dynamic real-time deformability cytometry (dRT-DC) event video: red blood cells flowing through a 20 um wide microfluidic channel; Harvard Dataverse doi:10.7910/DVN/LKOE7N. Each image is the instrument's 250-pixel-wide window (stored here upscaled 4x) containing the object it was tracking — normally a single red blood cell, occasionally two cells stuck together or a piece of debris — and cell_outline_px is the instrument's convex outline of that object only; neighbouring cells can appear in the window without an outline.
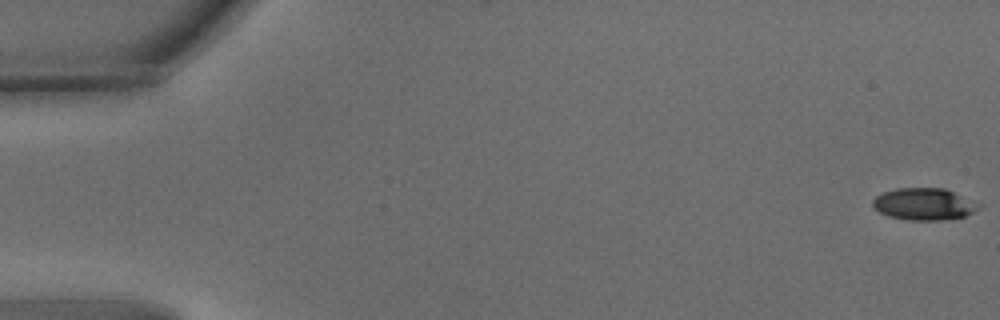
{"species": "common noctule bat (a hibernating species)", "species_latin": "Nyctalus noctula", "temperature_condition": "warm", "stored_images_in_passage": 57, "camera_frame_rate_fps": 3000, "um_per_image_px": 0.085, "animal": {"sex": "male", "body_mass_g": 15.6}, "frame": {"image": 1, "passage_image": 1, "time_ms": 0.0, "image_size_px": [1000, 320], "cell_outline_px": [[980, 208], [964, 216], [940, 220], [908, 220], [888, 216], [872, 208], [872, 200], [876, 196], [884, 192], [896, 188], [944, 188], [980, 204]], "centroid_in_image_um": [78.49, 17.35], "position_along_channel_um": 6.5, "area_um2": 19.59}}
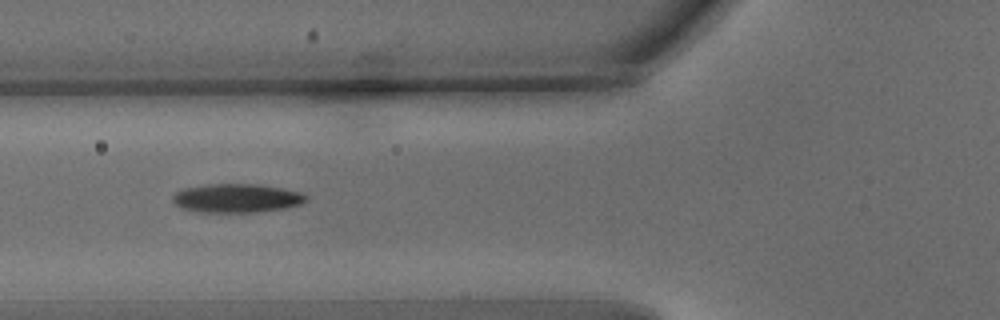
{"frame": {"image": 2, "passage_image": 22, "time_ms": 7.0, "image_size_px": [1000, 320], "cell_outline_px": [[308, 200], [300, 204], [284, 208], [256, 212], [200, 212], [184, 208], [176, 204], [172, 200], [172, 196], [176, 192], [184, 188], [208, 184], [260, 184], [300, 192], [308, 196]], "centroid_in_image_um": [20.13, 16.84], "position_along_channel_um": 105.7, "area_um2": 22.25}}
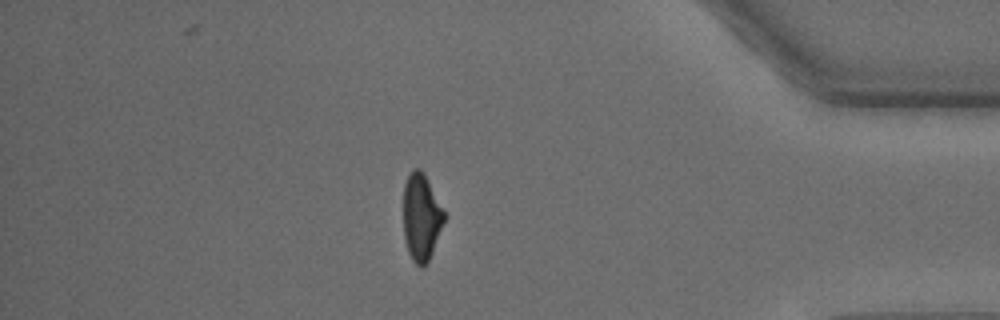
{"frame": {"image": 3, "passage_image": 49, "time_ms": 16.0, "image_size_px": [1000, 320], "cell_outline_px": [[444, 220], [432, 252], [424, 268], [420, 268], [412, 260], [408, 252], [404, 236], [404, 184], [408, 176], [416, 168], [420, 168], [424, 172], [444, 212]], "centroid_in_image_um": [35.79, 18.48], "position_along_channel_um": 399.4, "area_um2": 20.29}}